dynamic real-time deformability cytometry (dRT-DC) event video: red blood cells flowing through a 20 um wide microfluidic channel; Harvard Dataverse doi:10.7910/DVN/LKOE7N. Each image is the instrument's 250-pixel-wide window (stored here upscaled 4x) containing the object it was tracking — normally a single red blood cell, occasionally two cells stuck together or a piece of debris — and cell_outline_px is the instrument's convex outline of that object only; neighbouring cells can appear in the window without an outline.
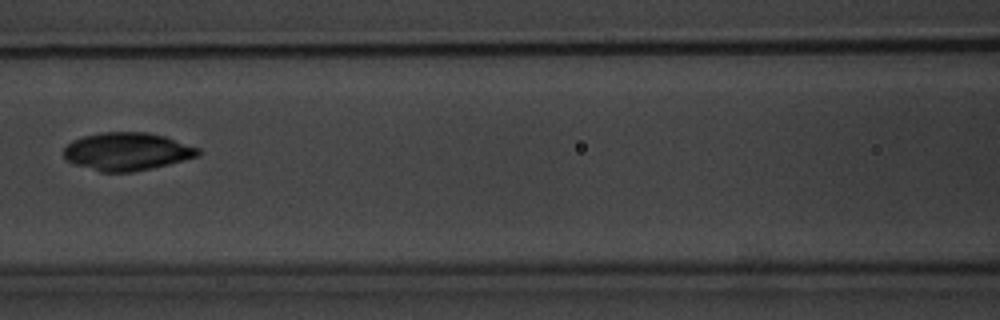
{"species": "common noctule bat (a hibernating species)", "species_latin": "Nyctalus noctula", "temperature_condition": "warm", "stored_images_in_passage": 13, "camera_frame_rate_fps": 3000, "um_per_image_px": 0.085, "animal": {"sex": "male", "body_mass_g": 20.1, "forearm_length_mm": 53.5}, "frame": {"image": 1, "passage_image": 4, "time_ms": 3.667, "image_size_px": [1000, 320], "cell_outline_px": [[200, 156], [152, 168], [132, 172], [100, 172], [76, 164], [68, 160], [64, 156], [64, 148], [72, 140], [84, 136], [100, 132], [148, 132], [164, 136], [200, 148]], "centroid_in_image_um": [10.82, 12.87], "position_along_channel_um": 155.8, "area_um2": 29.59}}
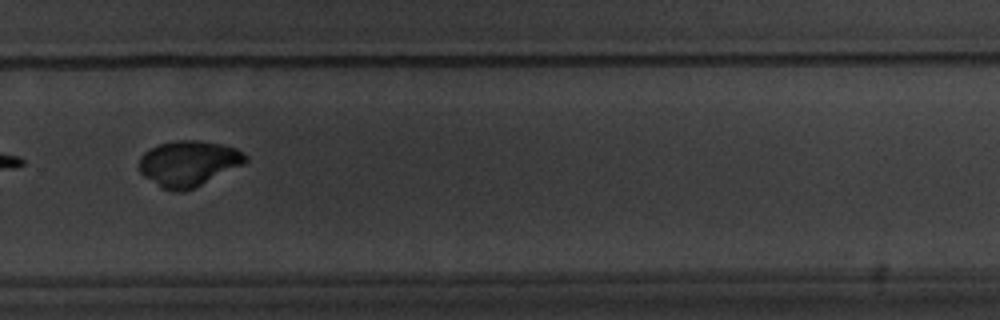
{"frame": {"image": 2, "passage_image": 8, "time_ms": 8.333, "image_size_px": [1000, 320], "cell_outline_px": [[248, 160], [244, 164], [184, 192], [176, 192], [160, 188], [144, 176], [140, 172], [140, 156], [144, 152], [160, 144], [176, 140], [200, 140], [220, 144], [236, 148], [244, 152], [248, 156]], "centroid_in_image_um": [16.03, 13.89], "position_along_channel_um": 313.8, "area_um2": 28.21}}